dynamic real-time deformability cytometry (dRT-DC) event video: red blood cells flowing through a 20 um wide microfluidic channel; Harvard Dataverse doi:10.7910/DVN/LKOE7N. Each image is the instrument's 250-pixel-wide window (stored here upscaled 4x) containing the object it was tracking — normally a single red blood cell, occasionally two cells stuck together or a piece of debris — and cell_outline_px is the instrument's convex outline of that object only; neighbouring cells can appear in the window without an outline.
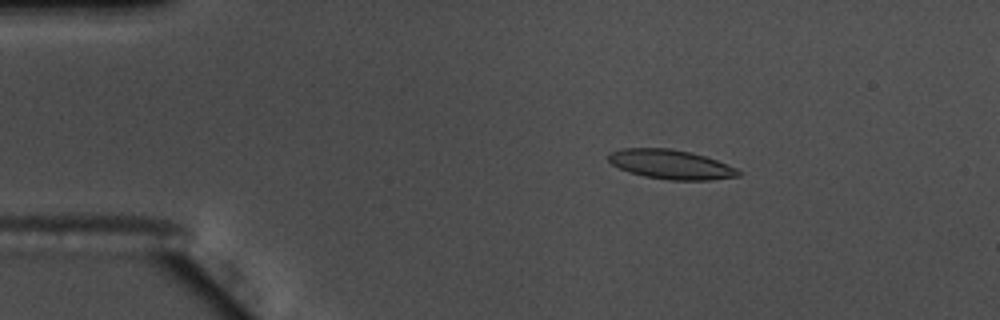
{"species": "common noctule bat (a hibernating species)", "species_latin": "Nyctalus noctula", "temperature_condition": "warm", "stored_images_in_passage": 47, "camera_frame_rate_fps": 3000, "um_per_image_px": 0.085, "animal": {"sex": "male", "body_mass_g": 17.5, "forearm_length_mm": 52.3}, "frame": {"image": 1, "passage_image": 1, "time_ms": 0.0, "image_size_px": [1000, 320], "cell_outline_px": [[740, 176], [712, 180], [672, 180], [644, 176], [620, 168], [612, 164], [608, 160], [608, 152], [620, 148], [668, 148], [688, 152], [704, 156], [716, 160], [736, 168], [740, 172]], "centroid_in_image_um": [57.0, 13.97], "position_along_channel_um": 28.0, "area_um2": 22.02}}
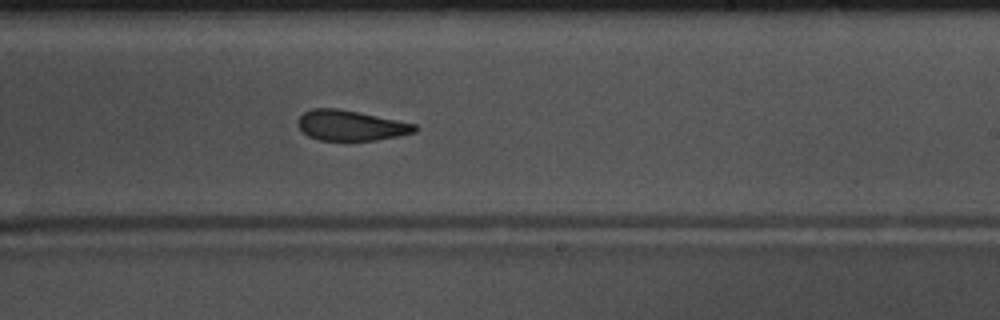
{"frame": {"image": 2, "passage_image": 25, "time_ms": 8.0, "image_size_px": [1000, 320], "cell_outline_px": [[420, 128], [416, 132], [400, 136], [376, 140], [320, 140], [308, 136], [300, 128], [300, 116], [304, 112], [312, 108], [336, 108], [416, 124]], "centroid_in_image_um": [29.86, 10.67], "position_along_channel_um": 259.1, "area_um2": 20.35}}
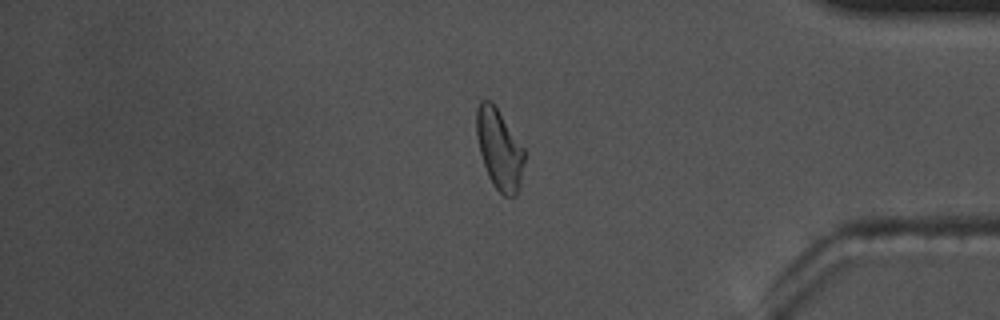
{"frame": {"image": 3, "passage_image": 38, "time_ms": 12.333, "image_size_px": [1000, 320], "cell_outline_px": [[524, 160], [520, 184], [516, 196], [504, 196], [492, 184], [488, 176], [480, 152], [476, 136], [476, 108], [480, 100], [492, 100], [524, 148]], "centroid_in_image_um": [42.43, 12.65], "position_along_channel_um": 392.8, "area_um2": 22.43}, "authors_computed_cell_mechanics": {"area_um2": 22.3108, "velocity_mm_per_s": 3.6602, "shape_relaxation_time_tau1_ms": null, "shape_relaxation_time_tau2_ms": 3.1405, "deformation_change_tau1": null, "deformation_change_tau2": 0.108}}